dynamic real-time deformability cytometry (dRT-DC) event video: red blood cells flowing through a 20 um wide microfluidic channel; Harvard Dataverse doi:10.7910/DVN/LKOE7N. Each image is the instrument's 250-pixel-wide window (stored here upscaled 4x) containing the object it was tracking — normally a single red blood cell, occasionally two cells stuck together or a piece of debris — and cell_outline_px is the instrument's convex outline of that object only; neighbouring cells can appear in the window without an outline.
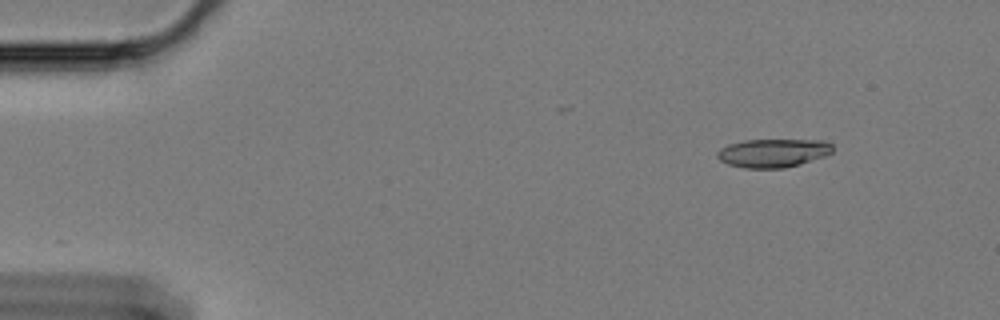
{"species": "Egyptian fruit bat (a non-hibernating species)", "species_latin": "Rousettus aegyptiacus", "temperature_condition": "cold", "stored_images_in_passage": 54, "camera_frame_rate_fps": 3000, "um_per_image_px": 0.085, "animal": {"sex": "female"}, "frame": {"image": 1, "passage_image": 1, "time_ms": 0.0, "image_size_px": [1000, 320], "cell_outline_px": [[832, 152], [824, 156], [800, 164], [784, 168], [744, 168], [728, 164], [720, 160], [716, 156], [716, 152], [720, 148], [728, 144], [744, 140], [824, 140], [832, 144]], "centroid_in_image_um": [65.68, 13.0], "position_along_channel_um": 19.3, "area_um2": 19.19}}
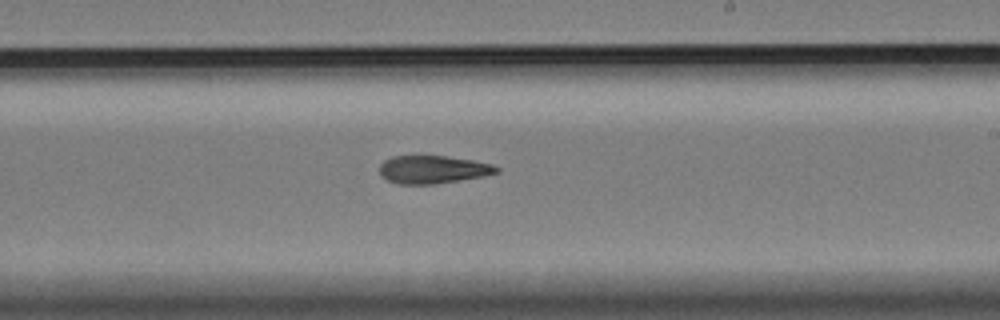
{"frame": {"image": 2, "passage_image": 30, "time_ms": 9.667, "image_size_px": [1000, 320], "cell_outline_px": [[500, 172], [484, 176], [436, 184], [396, 184], [380, 176], [380, 164], [384, 160], [392, 156], [444, 156], [472, 160], [492, 164], [500, 168]], "centroid_in_image_um": [36.79, 14.41], "position_along_channel_um": 252.2, "area_um2": 19.13}}
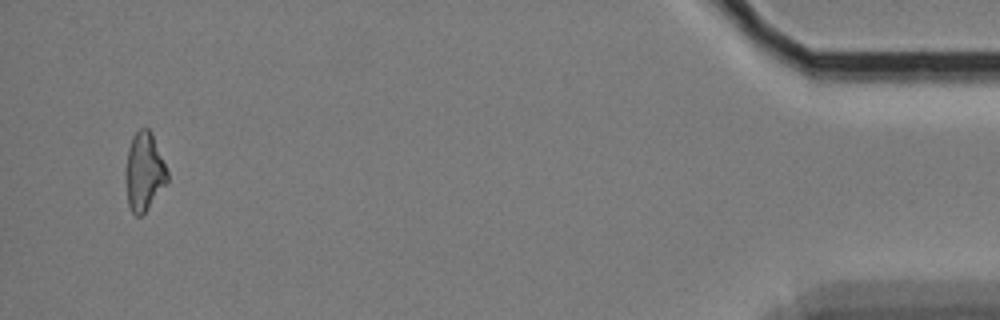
{"frame": {"image": 3, "passage_image": 52, "time_ms": 17.0, "image_size_px": [1000, 320], "cell_outline_px": [[168, 180], [148, 208], [140, 216], [136, 216], [132, 212], [128, 204], [128, 148], [132, 136], [140, 128], [148, 128], [152, 132], [168, 172]], "centroid_in_image_um": [12.29, 14.56], "position_along_channel_um": 422.9, "area_um2": 18.26}, "authors_computed_cell_mechanics": {"area_um2": 19.5653, "velocity_mm_per_s": 3.3573, "shape_relaxation_time_tau1_ms": null, "shape_relaxation_time_tau2_ms": 7.3833, "deformation_change_tau1": null, "deformation_change_tau2": 0.1764}}